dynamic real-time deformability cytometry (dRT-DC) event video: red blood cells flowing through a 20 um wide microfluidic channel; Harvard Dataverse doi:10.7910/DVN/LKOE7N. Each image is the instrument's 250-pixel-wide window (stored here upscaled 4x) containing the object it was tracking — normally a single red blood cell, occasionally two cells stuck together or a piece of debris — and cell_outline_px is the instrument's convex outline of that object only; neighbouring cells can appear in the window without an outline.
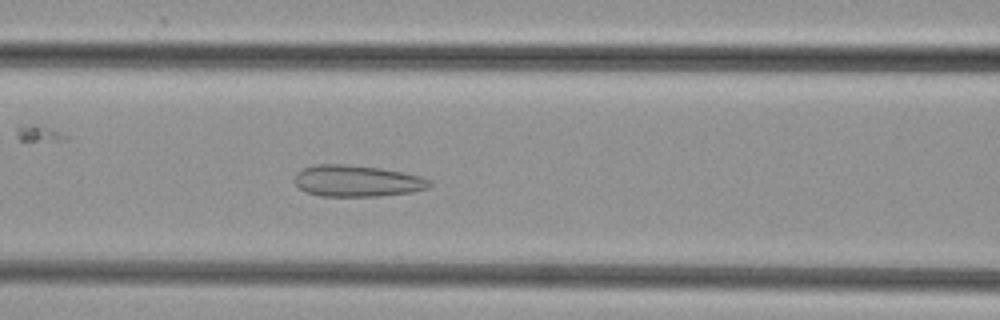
{"species": "common noctule bat (a hibernating species)", "species_latin": "Nyctalus noctula", "temperature_condition": "cold", "stored_images_in_passage": 48, "camera_frame_rate_fps": 3000, "um_per_image_px": 0.085, "animal": {"sex": "female", "body_mass_g": 29.2, "forearm_length_mm": 56.3}, "frame": {"image": 1, "passage_image": 20, "time_ms": 6.333, "image_size_px": [1000, 320], "cell_outline_px": [[432, 184], [428, 188], [412, 192], [380, 196], [320, 196], [308, 192], [300, 188], [296, 184], [296, 172], [304, 168], [316, 164], [344, 164], [380, 168], [420, 176], [432, 180]], "centroid_in_image_um": [30.38, 15.38], "position_along_channel_um": 136.2, "area_um2": 24.62}}
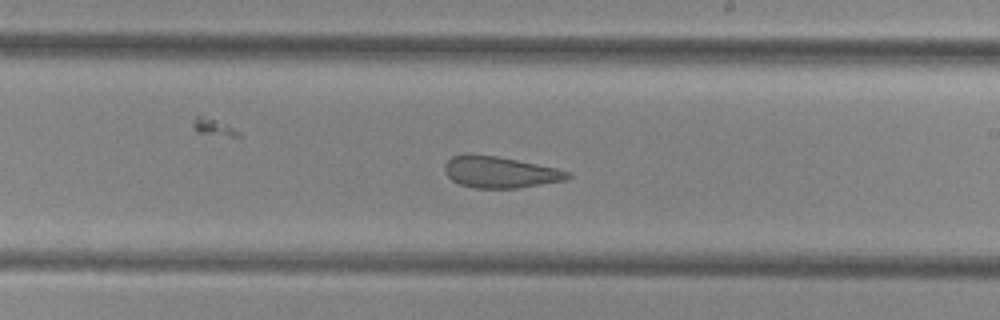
{"frame": {"image": 2, "passage_image": 28, "time_ms": 9.0, "image_size_px": [1000, 320], "cell_outline_px": [[572, 176], [564, 180], [516, 188], [476, 188], [460, 184], [452, 180], [444, 172], [444, 164], [452, 156], [464, 152], [468, 152], [496, 156], [556, 168], [572, 172]], "centroid_in_image_um": [42.44, 14.61], "position_along_channel_um": 246.6, "area_um2": 22.6}}
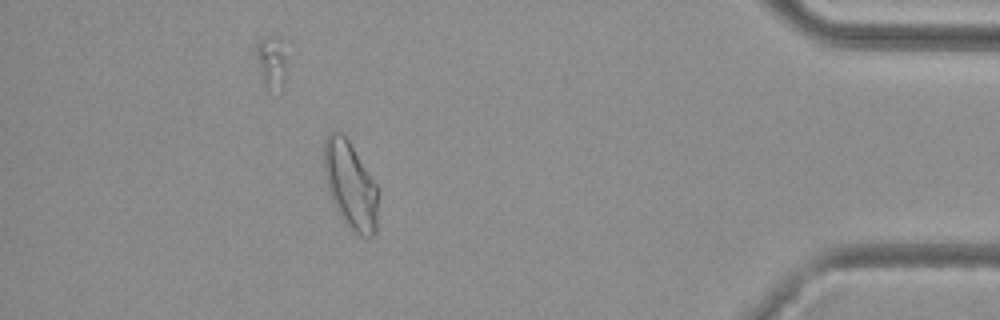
{"frame": {"image": 3, "passage_image": 43, "time_ms": 14.0, "image_size_px": [1000, 320], "cell_outline_px": [[380, 192], [376, 232], [372, 236], [360, 236], [352, 232], [340, 216], [332, 200], [328, 188], [324, 168], [324, 140], [328, 132], [340, 132], [348, 140], [380, 188]], "centroid_in_image_um": [29.83, 15.77], "position_along_channel_um": 405.4, "area_um2": 27.92}}